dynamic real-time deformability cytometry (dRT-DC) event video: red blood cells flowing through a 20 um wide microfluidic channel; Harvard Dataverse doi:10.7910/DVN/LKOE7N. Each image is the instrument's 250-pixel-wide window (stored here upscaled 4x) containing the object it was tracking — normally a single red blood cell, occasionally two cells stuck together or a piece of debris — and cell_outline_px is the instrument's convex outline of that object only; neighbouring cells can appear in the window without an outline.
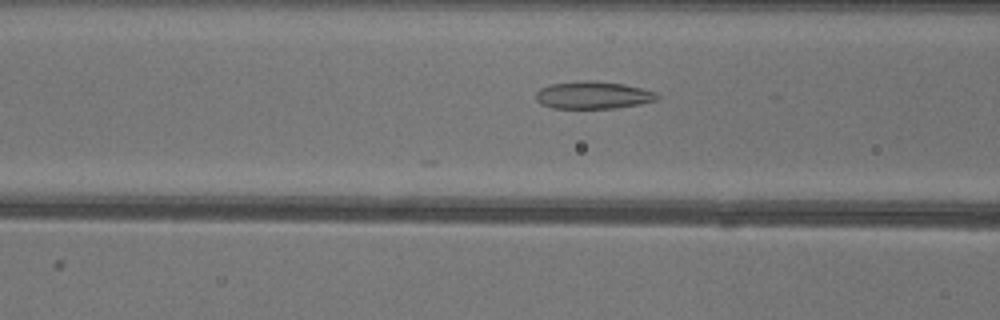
{"species": "common noctule bat (a hibernating species)", "species_latin": "Nyctalus noctula", "temperature_condition": "warm", "stored_images_in_passage": 50, "camera_frame_rate_fps": 3000, "um_per_image_px": 0.085, "animal": {"sex": "female"}, "frame": {"image": 1, "passage_image": 19, "time_ms": 6.0, "image_size_px": [1000, 320], "cell_outline_px": [[660, 96], [656, 100], [640, 104], [616, 108], [552, 108], [540, 104], [536, 100], [536, 92], [540, 88], [548, 84], [576, 80], [596, 80], [624, 84], [656, 92]], "centroid_in_image_um": [50.37, 8.07], "position_along_channel_um": 116.2, "area_um2": 19.71}}
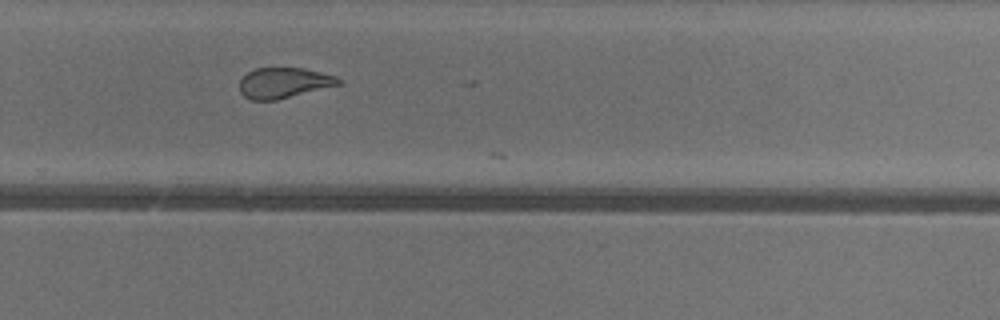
{"frame": {"image": 2, "passage_image": 33, "time_ms": 10.667, "image_size_px": [1000, 320], "cell_outline_px": [[340, 84], [276, 100], [252, 100], [244, 96], [240, 92], [240, 80], [248, 72], [256, 68], [304, 68], [336, 76], [340, 80]], "centroid_in_image_um": [24.1, 7.04], "position_along_channel_um": 305.7, "area_um2": 17.34}}
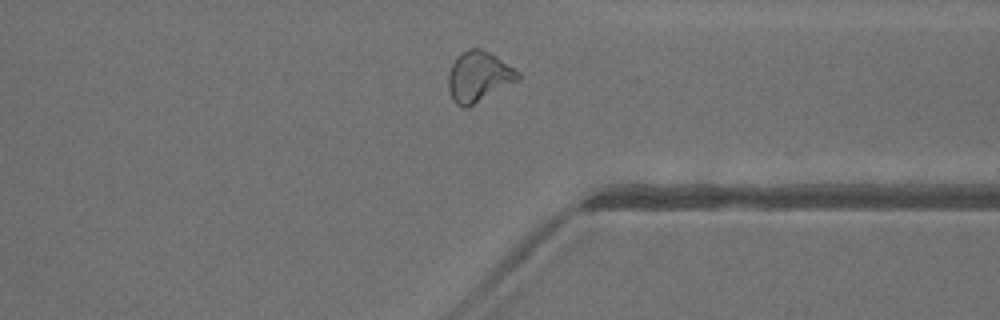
{"frame": {"image": 3, "passage_image": 38, "time_ms": 12.333, "image_size_px": [1000, 320], "cell_outline_px": [[520, 80], [468, 108], [464, 108], [456, 104], [452, 100], [448, 88], [448, 72], [452, 64], [460, 52], [468, 48], [480, 48], [496, 56], [520, 72]], "centroid_in_image_um": [40.68, 6.53], "position_along_channel_um": 370.7, "area_um2": 20.75}}